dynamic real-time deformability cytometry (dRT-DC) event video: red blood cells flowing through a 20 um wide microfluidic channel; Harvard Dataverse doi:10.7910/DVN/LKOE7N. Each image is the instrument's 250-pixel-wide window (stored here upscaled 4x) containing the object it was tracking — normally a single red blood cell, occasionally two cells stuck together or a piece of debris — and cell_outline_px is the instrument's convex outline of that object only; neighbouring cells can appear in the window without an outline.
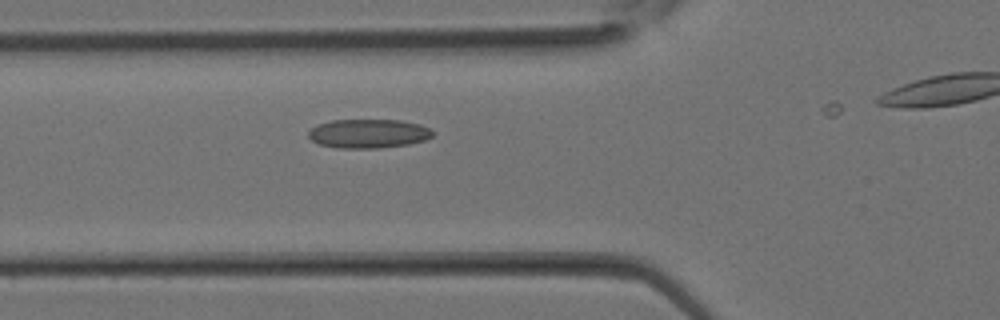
{"species": "Egyptian fruit bat (a non-hibernating species)", "species_latin": "Rousettus aegyptiacus", "temperature_condition": "room temperature", "stored_images_in_passage": 3, "camera_frame_rate_fps": 3000, "um_per_image_px": 0.085, "animal": {"sex": "female"}, "frame": {"image": 1, "passage_image": 2, "time_ms": 0.333, "image_size_px": [1000, 320], "cell_outline_px": [[432, 136], [424, 140], [408, 144], [380, 148], [336, 148], [320, 144], [312, 140], [308, 136], [308, 132], [312, 128], [320, 124], [332, 120], [400, 120], [420, 124], [428, 128], [432, 132]], "centroid_in_image_um": [31.3, 11.36], "position_along_channel_um": 94.5, "area_um2": 20.81}}